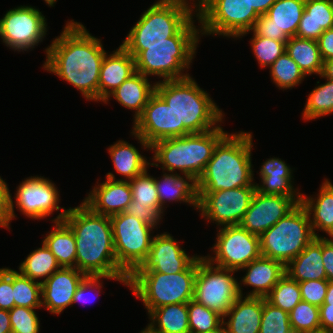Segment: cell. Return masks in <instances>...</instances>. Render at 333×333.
Wrapping results in <instances>:
<instances>
[{"instance_id":"7dc6e473","label":"cell","mask_w":333,"mask_h":333,"mask_svg":"<svg viewBox=\"0 0 333 333\" xmlns=\"http://www.w3.org/2000/svg\"><path fill=\"white\" fill-rule=\"evenodd\" d=\"M103 279H110V280H115L119 281L123 284V286H127L128 283V278H113V277H107V276H87L79 285L77 288L74 296H73V301H72V306L76 304L77 302H82L83 304L86 302H91V299H96L95 297H99L98 295L101 293V288L103 286ZM91 292V293H90ZM94 293V297L92 298L88 297V293L92 294ZM91 296V295H90ZM86 305V304H85Z\"/></svg>"},{"instance_id":"30bf717a","label":"cell","mask_w":333,"mask_h":333,"mask_svg":"<svg viewBox=\"0 0 333 333\" xmlns=\"http://www.w3.org/2000/svg\"><path fill=\"white\" fill-rule=\"evenodd\" d=\"M259 16L248 0H205L196 11L201 37L218 35L234 40L250 31Z\"/></svg>"},{"instance_id":"be15d7a7","label":"cell","mask_w":333,"mask_h":333,"mask_svg":"<svg viewBox=\"0 0 333 333\" xmlns=\"http://www.w3.org/2000/svg\"><path fill=\"white\" fill-rule=\"evenodd\" d=\"M139 333H158V332L148 323V325Z\"/></svg>"},{"instance_id":"5b68a950","label":"cell","mask_w":333,"mask_h":333,"mask_svg":"<svg viewBox=\"0 0 333 333\" xmlns=\"http://www.w3.org/2000/svg\"><path fill=\"white\" fill-rule=\"evenodd\" d=\"M155 92L176 114V137L210 131L225 119L224 111L192 75L168 81L160 79L156 81Z\"/></svg>"},{"instance_id":"83f0119b","label":"cell","mask_w":333,"mask_h":333,"mask_svg":"<svg viewBox=\"0 0 333 333\" xmlns=\"http://www.w3.org/2000/svg\"><path fill=\"white\" fill-rule=\"evenodd\" d=\"M319 188V193L313 196L302 193L301 204L309 214L314 236L321 237L316 231H322L333 237V183L325 178Z\"/></svg>"},{"instance_id":"9a60e30c","label":"cell","mask_w":333,"mask_h":333,"mask_svg":"<svg viewBox=\"0 0 333 333\" xmlns=\"http://www.w3.org/2000/svg\"><path fill=\"white\" fill-rule=\"evenodd\" d=\"M217 229L215 243L210 248L214 255H203L211 264L238 272L262 256L260 237L251 234L240 225Z\"/></svg>"},{"instance_id":"9c48e42d","label":"cell","mask_w":333,"mask_h":333,"mask_svg":"<svg viewBox=\"0 0 333 333\" xmlns=\"http://www.w3.org/2000/svg\"><path fill=\"white\" fill-rule=\"evenodd\" d=\"M193 5L155 1L144 11L121 44H157L167 42L195 14Z\"/></svg>"},{"instance_id":"d590c367","label":"cell","mask_w":333,"mask_h":333,"mask_svg":"<svg viewBox=\"0 0 333 333\" xmlns=\"http://www.w3.org/2000/svg\"><path fill=\"white\" fill-rule=\"evenodd\" d=\"M18 267L21 275L41 284L61 268L55 256L43 242L41 247L30 252Z\"/></svg>"},{"instance_id":"7bdbcfd3","label":"cell","mask_w":333,"mask_h":333,"mask_svg":"<svg viewBox=\"0 0 333 333\" xmlns=\"http://www.w3.org/2000/svg\"><path fill=\"white\" fill-rule=\"evenodd\" d=\"M249 42L258 65L264 69L269 68L285 52L287 41H276L253 35Z\"/></svg>"},{"instance_id":"cb8c5ba5","label":"cell","mask_w":333,"mask_h":333,"mask_svg":"<svg viewBox=\"0 0 333 333\" xmlns=\"http://www.w3.org/2000/svg\"><path fill=\"white\" fill-rule=\"evenodd\" d=\"M136 73L135 58L120 44L104 56L100 69L98 102H104L125 80Z\"/></svg>"},{"instance_id":"bcb514c9","label":"cell","mask_w":333,"mask_h":333,"mask_svg":"<svg viewBox=\"0 0 333 333\" xmlns=\"http://www.w3.org/2000/svg\"><path fill=\"white\" fill-rule=\"evenodd\" d=\"M12 333H39L40 320L36 309L14 306L9 311Z\"/></svg>"},{"instance_id":"db71d44e","label":"cell","mask_w":333,"mask_h":333,"mask_svg":"<svg viewBox=\"0 0 333 333\" xmlns=\"http://www.w3.org/2000/svg\"><path fill=\"white\" fill-rule=\"evenodd\" d=\"M317 42L323 61L333 59V28L325 30Z\"/></svg>"},{"instance_id":"f546056e","label":"cell","mask_w":333,"mask_h":333,"mask_svg":"<svg viewBox=\"0 0 333 333\" xmlns=\"http://www.w3.org/2000/svg\"><path fill=\"white\" fill-rule=\"evenodd\" d=\"M108 153L112 160L115 173L120 174L122 179H116L114 173L108 172L105 178L113 180L130 181L145 172L150 166L151 161L140 153L134 145L124 140H118L113 145H109Z\"/></svg>"},{"instance_id":"6125c7cd","label":"cell","mask_w":333,"mask_h":333,"mask_svg":"<svg viewBox=\"0 0 333 333\" xmlns=\"http://www.w3.org/2000/svg\"><path fill=\"white\" fill-rule=\"evenodd\" d=\"M206 333H227L224 324L222 323L218 328L208 331Z\"/></svg>"},{"instance_id":"7a4b0ae2","label":"cell","mask_w":333,"mask_h":333,"mask_svg":"<svg viewBox=\"0 0 333 333\" xmlns=\"http://www.w3.org/2000/svg\"><path fill=\"white\" fill-rule=\"evenodd\" d=\"M63 221L74 233L77 270L87 276L129 278L116 260L110 217L94 213L81 202L68 208Z\"/></svg>"},{"instance_id":"e575fe53","label":"cell","mask_w":333,"mask_h":333,"mask_svg":"<svg viewBox=\"0 0 333 333\" xmlns=\"http://www.w3.org/2000/svg\"><path fill=\"white\" fill-rule=\"evenodd\" d=\"M149 324L158 333H190L188 303L164 305L148 314Z\"/></svg>"},{"instance_id":"8fae6325","label":"cell","mask_w":333,"mask_h":333,"mask_svg":"<svg viewBox=\"0 0 333 333\" xmlns=\"http://www.w3.org/2000/svg\"><path fill=\"white\" fill-rule=\"evenodd\" d=\"M110 221L118 266L130 276L148 258L155 228L125 212Z\"/></svg>"},{"instance_id":"e7e4bbea","label":"cell","mask_w":333,"mask_h":333,"mask_svg":"<svg viewBox=\"0 0 333 333\" xmlns=\"http://www.w3.org/2000/svg\"><path fill=\"white\" fill-rule=\"evenodd\" d=\"M307 333H333V331L332 330L318 329V330L307 332Z\"/></svg>"},{"instance_id":"277c9868","label":"cell","mask_w":333,"mask_h":333,"mask_svg":"<svg viewBox=\"0 0 333 333\" xmlns=\"http://www.w3.org/2000/svg\"><path fill=\"white\" fill-rule=\"evenodd\" d=\"M252 132L227 133L197 180L198 193L256 187L252 164Z\"/></svg>"},{"instance_id":"f907efd6","label":"cell","mask_w":333,"mask_h":333,"mask_svg":"<svg viewBox=\"0 0 333 333\" xmlns=\"http://www.w3.org/2000/svg\"><path fill=\"white\" fill-rule=\"evenodd\" d=\"M13 269L0 268V309L10 311L14 307Z\"/></svg>"},{"instance_id":"03108f58","label":"cell","mask_w":333,"mask_h":333,"mask_svg":"<svg viewBox=\"0 0 333 333\" xmlns=\"http://www.w3.org/2000/svg\"><path fill=\"white\" fill-rule=\"evenodd\" d=\"M44 2L46 3V5H48V7H54L57 0H44Z\"/></svg>"},{"instance_id":"8d00e7d4","label":"cell","mask_w":333,"mask_h":333,"mask_svg":"<svg viewBox=\"0 0 333 333\" xmlns=\"http://www.w3.org/2000/svg\"><path fill=\"white\" fill-rule=\"evenodd\" d=\"M326 79L325 83L317 81V86L308 94L305 107L302 111L304 121L315 120L333 114V80Z\"/></svg>"},{"instance_id":"ee69618b","label":"cell","mask_w":333,"mask_h":333,"mask_svg":"<svg viewBox=\"0 0 333 333\" xmlns=\"http://www.w3.org/2000/svg\"><path fill=\"white\" fill-rule=\"evenodd\" d=\"M132 191V202L146 207H160L155 177L148 173V169L141 175L129 181Z\"/></svg>"},{"instance_id":"b9f144b4","label":"cell","mask_w":333,"mask_h":333,"mask_svg":"<svg viewBox=\"0 0 333 333\" xmlns=\"http://www.w3.org/2000/svg\"><path fill=\"white\" fill-rule=\"evenodd\" d=\"M289 320L293 333H307L321 329L319 307L300 301L290 312Z\"/></svg>"},{"instance_id":"2e32d148","label":"cell","mask_w":333,"mask_h":333,"mask_svg":"<svg viewBox=\"0 0 333 333\" xmlns=\"http://www.w3.org/2000/svg\"><path fill=\"white\" fill-rule=\"evenodd\" d=\"M256 187H240L217 190L211 193H198L197 212L216 228L239 225L247 212Z\"/></svg>"},{"instance_id":"ac0fdd59","label":"cell","mask_w":333,"mask_h":333,"mask_svg":"<svg viewBox=\"0 0 333 333\" xmlns=\"http://www.w3.org/2000/svg\"><path fill=\"white\" fill-rule=\"evenodd\" d=\"M306 0H276L265 15H260L250 31L241 34L237 39L252 32V35L270 38L276 41H287L297 33L299 22L305 10Z\"/></svg>"},{"instance_id":"44dd1931","label":"cell","mask_w":333,"mask_h":333,"mask_svg":"<svg viewBox=\"0 0 333 333\" xmlns=\"http://www.w3.org/2000/svg\"><path fill=\"white\" fill-rule=\"evenodd\" d=\"M86 277L76 268L58 269L41 284L42 308L51 314L60 315L72 306L73 296Z\"/></svg>"},{"instance_id":"5bb4252c","label":"cell","mask_w":333,"mask_h":333,"mask_svg":"<svg viewBox=\"0 0 333 333\" xmlns=\"http://www.w3.org/2000/svg\"><path fill=\"white\" fill-rule=\"evenodd\" d=\"M46 20L35 6L20 5L9 9L0 18L1 42L14 52L32 51L48 35Z\"/></svg>"},{"instance_id":"d4e9b609","label":"cell","mask_w":333,"mask_h":333,"mask_svg":"<svg viewBox=\"0 0 333 333\" xmlns=\"http://www.w3.org/2000/svg\"><path fill=\"white\" fill-rule=\"evenodd\" d=\"M293 168L284 160L270 157L262 163L259 170L260 183H256V191L265 195H285L301 197L300 189L294 188Z\"/></svg>"},{"instance_id":"6da1fadb","label":"cell","mask_w":333,"mask_h":333,"mask_svg":"<svg viewBox=\"0 0 333 333\" xmlns=\"http://www.w3.org/2000/svg\"><path fill=\"white\" fill-rule=\"evenodd\" d=\"M66 22L44 50L43 69L74 86L87 101L98 102L100 69L107 52L102 40L81 22Z\"/></svg>"},{"instance_id":"e0dca14e","label":"cell","mask_w":333,"mask_h":333,"mask_svg":"<svg viewBox=\"0 0 333 333\" xmlns=\"http://www.w3.org/2000/svg\"><path fill=\"white\" fill-rule=\"evenodd\" d=\"M132 123L130 134L139 141L143 150H150V145L159 140L176 137V114L156 92Z\"/></svg>"},{"instance_id":"d6a6232c","label":"cell","mask_w":333,"mask_h":333,"mask_svg":"<svg viewBox=\"0 0 333 333\" xmlns=\"http://www.w3.org/2000/svg\"><path fill=\"white\" fill-rule=\"evenodd\" d=\"M51 232L46 233L42 242L48 247L64 268H75L76 241L71 228L64 221H55Z\"/></svg>"},{"instance_id":"ba28073f","label":"cell","mask_w":333,"mask_h":333,"mask_svg":"<svg viewBox=\"0 0 333 333\" xmlns=\"http://www.w3.org/2000/svg\"><path fill=\"white\" fill-rule=\"evenodd\" d=\"M314 239L309 214L299 203L260 236L261 254L286 266Z\"/></svg>"},{"instance_id":"7402d4cb","label":"cell","mask_w":333,"mask_h":333,"mask_svg":"<svg viewBox=\"0 0 333 333\" xmlns=\"http://www.w3.org/2000/svg\"><path fill=\"white\" fill-rule=\"evenodd\" d=\"M106 181L93 186L82 202L94 213L111 217L125 212L127 206L132 202V191L129 181L113 180Z\"/></svg>"},{"instance_id":"c3c4849f","label":"cell","mask_w":333,"mask_h":333,"mask_svg":"<svg viewBox=\"0 0 333 333\" xmlns=\"http://www.w3.org/2000/svg\"><path fill=\"white\" fill-rule=\"evenodd\" d=\"M298 284L301 291L302 301L308 302L318 307L324 303L329 285V281L327 279L308 280L299 282Z\"/></svg>"},{"instance_id":"680465c9","label":"cell","mask_w":333,"mask_h":333,"mask_svg":"<svg viewBox=\"0 0 333 333\" xmlns=\"http://www.w3.org/2000/svg\"><path fill=\"white\" fill-rule=\"evenodd\" d=\"M321 75L324 78L333 80V59L324 61Z\"/></svg>"},{"instance_id":"9f6ffc18","label":"cell","mask_w":333,"mask_h":333,"mask_svg":"<svg viewBox=\"0 0 333 333\" xmlns=\"http://www.w3.org/2000/svg\"><path fill=\"white\" fill-rule=\"evenodd\" d=\"M275 1L276 0H248V3L259 15H265Z\"/></svg>"},{"instance_id":"6f0895ef","label":"cell","mask_w":333,"mask_h":333,"mask_svg":"<svg viewBox=\"0 0 333 333\" xmlns=\"http://www.w3.org/2000/svg\"><path fill=\"white\" fill-rule=\"evenodd\" d=\"M0 333H12L8 310L0 309Z\"/></svg>"},{"instance_id":"d6986e66","label":"cell","mask_w":333,"mask_h":333,"mask_svg":"<svg viewBox=\"0 0 333 333\" xmlns=\"http://www.w3.org/2000/svg\"><path fill=\"white\" fill-rule=\"evenodd\" d=\"M299 203H301V197L265 195L255 191L249 208L239 225L251 234L260 237Z\"/></svg>"},{"instance_id":"4316f807","label":"cell","mask_w":333,"mask_h":333,"mask_svg":"<svg viewBox=\"0 0 333 333\" xmlns=\"http://www.w3.org/2000/svg\"><path fill=\"white\" fill-rule=\"evenodd\" d=\"M262 313L263 297L240 295L223 316L226 332L259 333Z\"/></svg>"},{"instance_id":"1f68e13d","label":"cell","mask_w":333,"mask_h":333,"mask_svg":"<svg viewBox=\"0 0 333 333\" xmlns=\"http://www.w3.org/2000/svg\"><path fill=\"white\" fill-rule=\"evenodd\" d=\"M330 28H333V0H306L295 36L317 41Z\"/></svg>"},{"instance_id":"4fadbf2b","label":"cell","mask_w":333,"mask_h":333,"mask_svg":"<svg viewBox=\"0 0 333 333\" xmlns=\"http://www.w3.org/2000/svg\"><path fill=\"white\" fill-rule=\"evenodd\" d=\"M56 184L44 176H30L22 180L16 187L13 201L11 193V222L17 217L15 208L25 217L32 220H41L54 214L53 212L62 210L50 221H63L68 208L60 207V190Z\"/></svg>"},{"instance_id":"11a10c76","label":"cell","mask_w":333,"mask_h":333,"mask_svg":"<svg viewBox=\"0 0 333 333\" xmlns=\"http://www.w3.org/2000/svg\"><path fill=\"white\" fill-rule=\"evenodd\" d=\"M320 327L333 331V305L322 304L319 307Z\"/></svg>"},{"instance_id":"681fc988","label":"cell","mask_w":333,"mask_h":333,"mask_svg":"<svg viewBox=\"0 0 333 333\" xmlns=\"http://www.w3.org/2000/svg\"><path fill=\"white\" fill-rule=\"evenodd\" d=\"M164 212L165 211H163L161 207H146L135 205L133 202H131L125 210V213L139 219L155 229L158 228L160 225L159 223L164 218Z\"/></svg>"},{"instance_id":"91938a15","label":"cell","mask_w":333,"mask_h":333,"mask_svg":"<svg viewBox=\"0 0 333 333\" xmlns=\"http://www.w3.org/2000/svg\"><path fill=\"white\" fill-rule=\"evenodd\" d=\"M323 304L333 305V281H329L325 301Z\"/></svg>"},{"instance_id":"003e7915","label":"cell","mask_w":333,"mask_h":333,"mask_svg":"<svg viewBox=\"0 0 333 333\" xmlns=\"http://www.w3.org/2000/svg\"><path fill=\"white\" fill-rule=\"evenodd\" d=\"M157 1H161V2H182L185 4V0H157Z\"/></svg>"},{"instance_id":"836d02e7","label":"cell","mask_w":333,"mask_h":333,"mask_svg":"<svg viewBox=\"0 0 333 333\" xmlns=\"http://www.w3.org/2000/svg\"><path fill=\"white\" fill-rule=\"evenodd\" d=\"M285 51L306 77L312 74L321 75L324 61L316 40L289 37Z\"/></svg>"},{"instance_id":"8992f818","label":"cell","mask_w":333,"mask_h":333,"mask_svg":"<svg viewBox=\"0 0 333 333\" xmlns=\"http://www.w3.org/2000/svg\"><path fill=\"white\" fill-rule=\"evenodd\" d=\"M227 133L220 125L203 133L159 140L150 145V151L154 153L150 158L151 166L160 167L162 172L177 173L178 170L180 174L198 180L216 145Z\"/></svg>"},{"instance_id":"f35d334b","label":"cell","mask_w":333,"mask_h":333,"mask_svg":"<svg viewBox=\"0 0 333 333\" xmlns=\"http://www.w3.org/2000/svg\"><path fill=\"white\" fill-rule=\"evenodd\" d=\"M14 306L42 309L41 283L21 275L13 269Z\"/></svg>"},{"instance_id":"94428289","label":"cell","mask_w":333,"mask_h":333,"mask_svg":"<svg viewBox=\"0 0 333 333\" xmlns=\"http://www.w3.org/2000/svg\"><path fill=\"white\" fill-rule=\"evenodd\" d=\"M193 1V2H192ZM205 0H185V4L188 5H193L196 9L198 8V6L204 2Z\"/></svg>"},{"instance_id":"f5cc1de1","label":"cell","mask_w":333,"mask_h":333,"mask_svg":"<svg viewBox=\"0 0 333 333\" xmlns=\"http://www.w3.org/2000/svg\"><path fill=\"white\" fill-rule=\"evenodd\" d=\"M322 262L328 281H333V237L322 235Z\"/></svg>"},{"instance_id":"f6af8a7d","label":"cell","mask_w":333,"mask_h":333,"mask_svg":"<svg viewBox=\"0 0 333 333\" xmlns=\"http://www.w3.org/2000/svg\"><path fill=\"white\" fill-rule=\"evenodd\" d=\"M259 333H293L289 313L273 306L265 297Z\"/></svg>"},{"instance_id":"74e56055","label":"cell","mask_w":333,"mask_h":333,"mask_svg":"<svg viewBox=\"0 0 333 333\" xmlns=\"http://www.w3.org/2000/svg\"><path fill=\"white\" fill-rule=\"evenodd\" d=\"M271 81L279 90H287L300 85L306 76L298 64L285 51L270 67Z\"/></svg>"},{"instance_id":"603a6c76","label":"cell","mask_w":333,"mask_h":333,"mask_svg":"<svg viewBox=\"0 0 333 333\" xmlns=\"http://www.w3.org/2000/svg\"><path fill=\"white\" fill-rule=\"evenodd\" d=\"M241 270L246 274L240 277L241 280H238L239 293L241 296H245L243 287L249 286L253 289L248 291L246 296L253 297H266L286 273L285 265L281 261L263 256L253 260L239 271Z\"/></svg>"},{"instance_id":"f1b7e54d","label":"cell","mask_w":333,"mask_h":333,"mask_svg":"<svg viewBox=\"0 0 333 333\" xmlns=\"http://www.w3.org/2000/svg\"><path fill=\"white\" fill-rule=\"evenodd\" d=\"M155 84L156 82L152 83L148 77L136 72L114 90L103 103L108 104L112 97L125 109L134 111L133 122H135L142 114L150 96L155 92Z\"/></svg>"},{"instance_id":"484cf974","label":"cell","mask_w":333,"mask_h":333,"mask_svg":"<svg viewBox=\"0 0 333 333\" xmlns=\"http://www.w3.org/2000/svg\"><path fill=\"white\" fill-rule=\"evenodd\" d=\"M163 173L161 178L155 177L161 209L165 211L164 209L169 206L167 202H179L191 205L197 211L199 204L197 180L188 174L181 176L180 173Z\"/></svg>"},{"instance_id":"7c38bea8","label":"cell","mask_w":333,"mask_h":333,"mask_svg":"<svg viewBox=\"0 0 333 333\" xmlns=\"http://www.w3.org/2000/svg\"><path fill=\"white\" fill-rule=\"evenodd\" d=\"M237 271L211 264L203 256L197 258L193 300L222 317L240 296Z\"/></svg>"},{"instance_id":"52a82bcc","label":"cell","mask_w":333,"mask_h":333,"mask_svg":"<svg viewBox=\"0 0 333 333\" xmlns=\"http://www.w3.org/2000/svg\"><path fill=\"white\" fill-rule=\"evenodd\" d=\"M197 259L184 271L176 274L133 272L127 286L143 302L147 314L164 305L188 303L194 297Z\"/></svg>"},{"instance_id":"3957f363","label":"cell","mask_w":333,"mask_h":333,"mask_svg":"<svg viewBox=\"0 0 333 333\" xmlns=\"http://www.w3.org/2000/svg\"><path fill=\"white\" fill-rule=\"evenodd\" d=\"M195 17L196 14L174 36L167 38V42L121 44L135 58L136 72L162 81L188 77L201 41L200 27L194 25Z\"/></svg>"},{"instance_id":"4dcf8cb0","label":"cell","mask_w":333,"mask_h":333,"mask_svg":"<svg viewBox=\"0 0 333 333\" xmlns=\"http://www.w3.org/2000/svg\"><path fill=\"white\" fill-rule=\"evenodd\" d=\"M285 272L298 283L327 279L322 262V236L315 237L298 256L292 259L285 266Z\"/></svg>"},{"instance_id":"ab89813d","label":"cell","mask_w":333,"mask_h":333,"mask_svg":"<svg viewBox=\"0 0 333 333\" xmlns=\"http://www.w3.org/2000/svg\"><path fill=\"white\" fill-rule=\"evenodd\" d=\"M265 298L273 306L281 308L287 313L302 301L298 282L291 279L286 273Z\"/></svg>"},{"instance_id":"816d5d0a","label":"cell","mask_w":333,"mask_h":333,"mask_svg":"<svg viewBox=\"0 0 333 333\" xmlns=\"http://www.w3.org/2000/svg\"><path fill=\"white\" fill-rule=\"evenodd\" d=\"M11 190L7 182L0 176V227L11 229Z\"/></svg>"},{"instance_id":"ffe728a7","label":"cell","mask_w":333,"mask_h":333,"mask_svg":"<svg viewBox=\"0 0 333 333\" xmlns=\"http://www.w3.org/2000/svg\"><path fill=\"white\" fill-rule=\"evenodd\" d=\"M170 233L154 235L149 256L134 272L176 274L186 270L200 255L189 256Z\"/></svg>"},{"instance_id":"60d3db41","label":"cell","mask_w":333,"mask_h":333,"mask_svg":"<svg viewBox=\"0 0 333 333\" xmlns=\"http://www.w3.org/2000/svg\"><path fill=\"white\" fill-rule=\"evenodd\" d=\"M188 320L190 333H206L223 323L221 315L193 299L188 302Z\"/></svg>"}]
</instances>
